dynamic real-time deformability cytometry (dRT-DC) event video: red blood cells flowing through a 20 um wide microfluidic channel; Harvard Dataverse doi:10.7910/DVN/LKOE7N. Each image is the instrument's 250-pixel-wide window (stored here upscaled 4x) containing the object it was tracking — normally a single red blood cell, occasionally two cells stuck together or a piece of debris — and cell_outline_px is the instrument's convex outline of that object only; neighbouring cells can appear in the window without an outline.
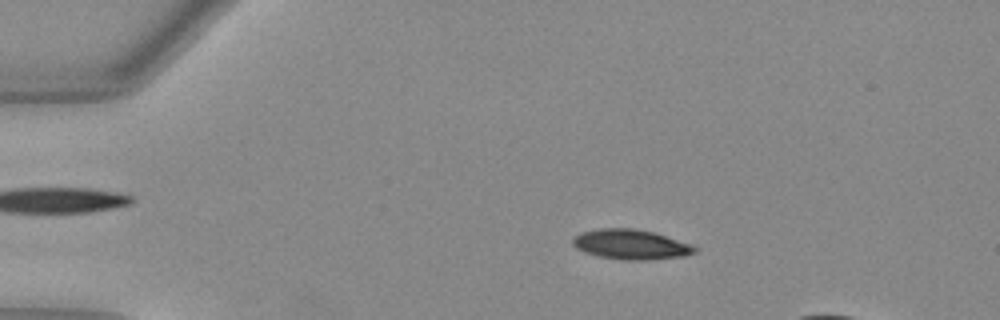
{"species": "Egyptian fruit bat (a non-hibernating species)", "species_latin": "Rousettus aegyptiacus", "temperature_condition": "warm", "stored_images_in_passage": 43, "camera_frame_rate_fps": 3000, "um_per_image_px": 0.085, "animal": {"sex": "female"}, "frame": {"image": 1, "passage_image": 5, "time_ms": 1.333, "image_size_px": [1000, 320], "cell_outline_px": [[700, 248], [696, 252], [684, 256], [652, 260], [624, 260], [600, 256], [584, 252], [576, 248], [572, 244], [572, 240], [580, 232], [600, 228], [636, 228], [656, 232]], "centroid_in_image_um": [53.64, 20.77], "position_along_channel_um": 31.4, "area_um2": 21.44}}
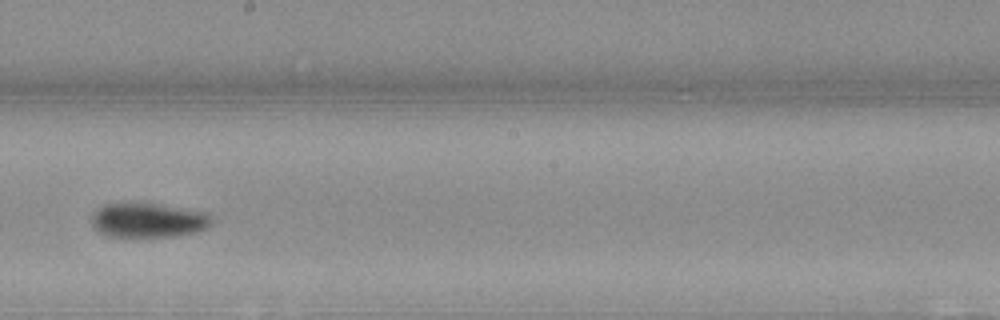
{"frame": {"image": 2, "passage_image": 25, "time_ms": 8.0, "image_size_px": [1000, 320], "cell_outline_px": [[212, 224], [208, 228], [196, 232], [176, 236], [108, 236], [96, 232], [92, 224], [92, 216], [104, 204], [156, 204], [208, 212], [212, 216]], "centroid_in_image_um": [12.65, 18.74], "position_along_channel_um": 235.6, "area_um2": 23.93}}
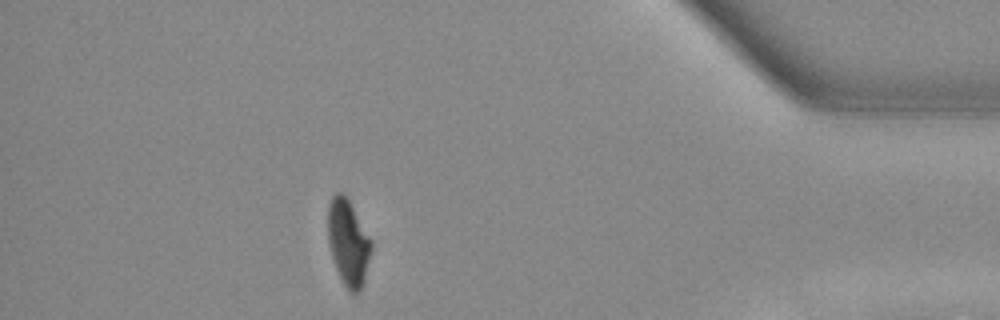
{"frame": {"image": 3, "passage_image": 41, "time_ms": 13.333, "image_size_px": [1000, 320], "cell_outline_px": [[372, 248], [364, 280], [360, 288], [356, 292], [352, 292], [344, 284], [336, 268], [328, 244], [328, 204], [332, 196], [336, 192], [340, 192], [348, 200], [372, 240]], "centroid_in_image_um": [29.59, 20.59], "position_along_channel_um": 405.6, "area_um2": 21.27}, "authors_computed_cell_mechanics": {"area_um2": 23.3512, "velocity_mm_per_s": 3.9906, "shape_relaxation_time_tau1_ms": 4.0451, "shape_relaxation_time_tau2_ms": null, "deformation_change_tau1": 0.1808, "deformation_change_tau2": null}}